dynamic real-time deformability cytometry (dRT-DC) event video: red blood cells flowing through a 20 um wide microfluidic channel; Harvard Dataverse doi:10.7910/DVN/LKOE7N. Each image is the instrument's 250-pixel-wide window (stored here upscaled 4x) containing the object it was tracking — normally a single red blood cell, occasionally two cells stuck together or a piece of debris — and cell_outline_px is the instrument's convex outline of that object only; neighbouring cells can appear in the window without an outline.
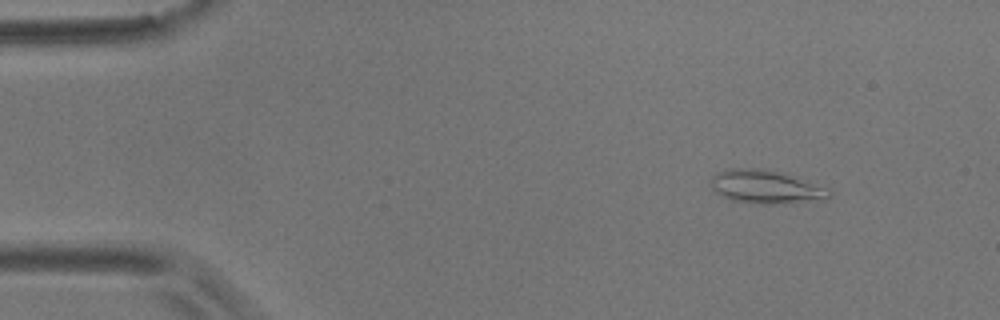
{"species": "common noctule bat (a hibernating species)", "species_latin": "Nyctalus noctula", "temperature_condition": "room temperature", "stored_images_in_passage": 51, "camera_frame_rate_fps": 3000, "um_per_image_px": 0.085, "animal": {"sex": "male", "body_mass_g": 17.9}, "frame": {"image": 1, "passage_image": 1, "time_ms": 0.0, "image_size_px": [1000, 320], "cell_outline_px": [[832, 196], [824, 200], [796, 204], [764, 204], [732, 200], [716, 192], [712, 188], [708, 180], [716, 172], [724, 168], [760, 168], [788, 172], [832, 188]], "centroid_in_image_um": [65.22, 15.87], "position_along_channel_um": 19.8, "area_um2": 24.33}}
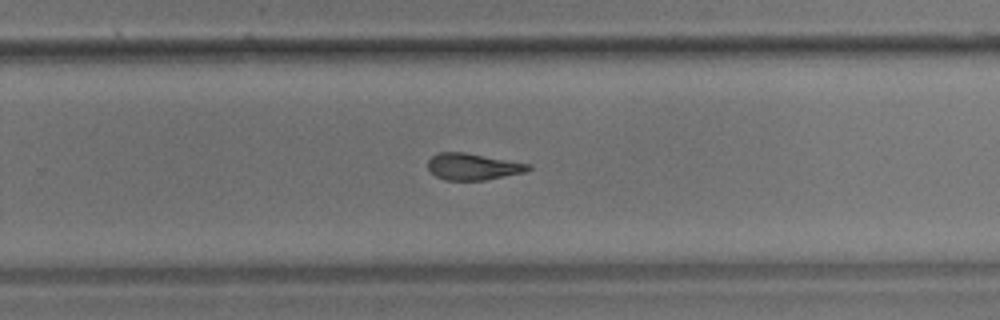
{"frame": {"image": 2, "passage_image": 31, "time_ms": 10.0, "image_size_px": [1000, 320], "cell_outline_px": [[532, 168], [524, 172], [484, 180], [444, 180], [436, 176], [428, 168], [428, 160], [436, 152], [464, 152], [532, 164]], "centroid_in_image_um": [40.19, 14.15], "position_along_channel_um": 289.6, "area_um2": 15.55}}
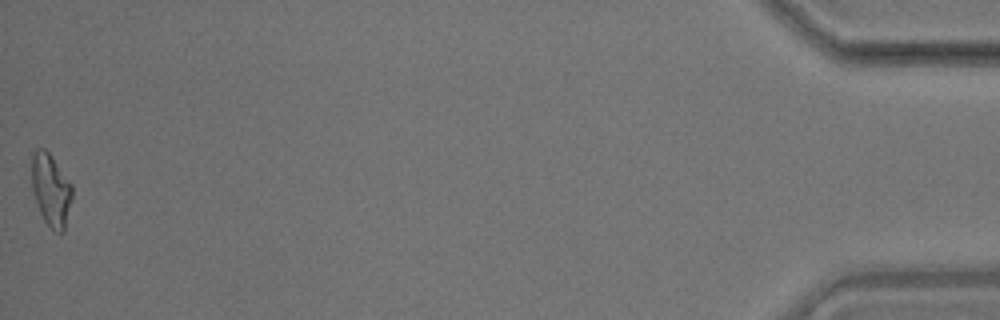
{"frame": {"image": 3, "passage_image": 51, "time_ms": 16.667, "image_size_px": [1000, 320], "cell_outline_px": [[72, 200], [64, 232], [52, 232], [44, 220], [40, 212], [32, 192], [32, 152], [36, 148], [44, 148], [48, 152], [72, 184]], "centroid_in_image_um": [4.33, 16.17], "position_along_channel_um": 430.9, "area_um2": 17.22}, "authors_computed_cell_mechanics": {"area_um2": 16.7042, "velocity_mm_per_s": 3.5508, "shape_relaxation_time_tau1_ms": 7.5975, "shape_relaxation_time_tau2_ms": 4.1445, "deformation_change_tau1": 0.2304, "deformation_change_tau2": 0.1203}}